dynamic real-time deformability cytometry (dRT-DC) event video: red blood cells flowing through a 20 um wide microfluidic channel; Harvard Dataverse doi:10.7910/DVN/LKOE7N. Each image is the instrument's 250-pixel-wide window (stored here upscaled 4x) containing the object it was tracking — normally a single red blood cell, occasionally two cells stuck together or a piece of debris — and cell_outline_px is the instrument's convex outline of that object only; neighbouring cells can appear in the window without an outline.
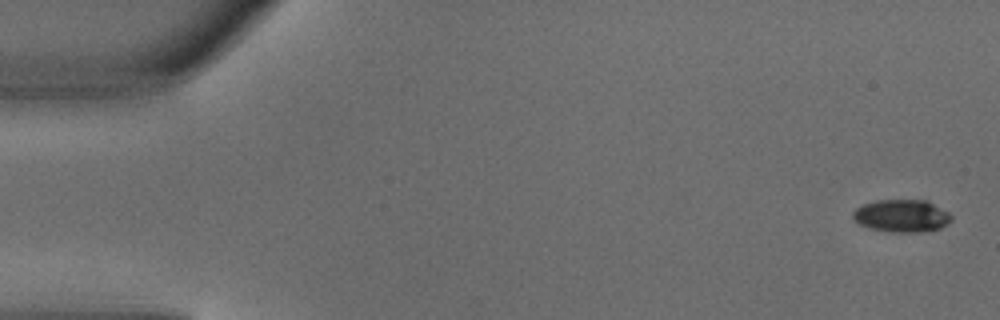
{"species": "common noctule bat (a hibernating species)", "species_latin": "Nyctalus noctula", "temperature_condition": "warm", "stored_images_in_passage": 3, "camera_frame_rate_fps": 3000, "um_per_image_px": 0.085, "animal": {"sex": "male", "body_mass_g": 18.8}, "frame": {"image": 1, "passage_image": 1, "time_ms": 0.0, "image_size_px": [1000, 320], "cell_outline_px": [[952, 220], [948, 224], [940, 228], [924, 232], [892, 232], [872, 228], [860, 224], [852, 220], [852, 212], [856, 208], [864, 204], [876, 200], [928, 200], [948, 212], [952, 216]], "centroid_in_image_um": [76.66, 18.34], "position_along_channel_um": 8.3, "area_um2": 18.79}}